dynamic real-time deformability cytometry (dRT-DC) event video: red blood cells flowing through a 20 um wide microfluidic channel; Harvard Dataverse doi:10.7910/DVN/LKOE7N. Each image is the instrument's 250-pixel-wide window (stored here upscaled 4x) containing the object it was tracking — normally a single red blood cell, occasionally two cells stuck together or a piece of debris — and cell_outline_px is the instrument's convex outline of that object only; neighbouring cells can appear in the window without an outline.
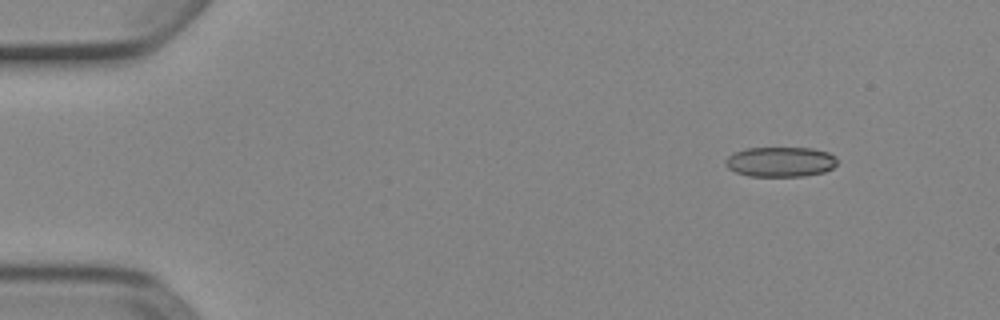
{"species": "Egyptian fruit bat (a non-hibernating species)", "species_latin": "Rousettus aegyptiacus", "temperature_condition": "cold", "stored_images_in_passage": 5, "camera_frame_rate_fps": 3000, "um_per_image_px": 0.085, "animal": {"sex": "female"}, "frame": {"image": 1, "passage_image": 1, "time_ms": 0.0, "image_size_px": [1000, 320], "cell_outline_px": [[836, 164], [832, 168], [824, 172], [804, 176], [748, 176], [736, 172], [728, 168], [724, 164], [724, 160], [728, 156], [744, 148], [812, 148], [828, 152], [836, 156]], "centroid_in_image_um": [66.32, 13.75], "position_along_channel_um": 18.7, "area_um2": 19.59}}
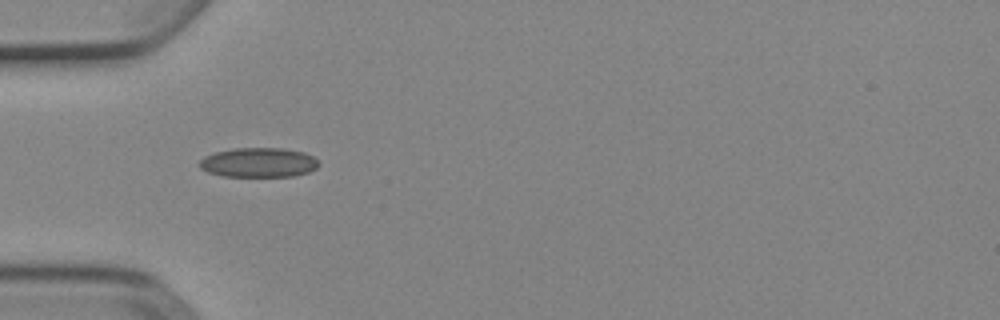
{"frame": {"image": 2, "passage_image": 4, "time_ms": 1.0, "image_size_px": [1000, 320], "cell_outline_px": [[320, 164], [316, 168], [308, 172], [296, 176], [224, 176], [208, 172], [200, 168], [200, 160], [204, 156], [216, 152], [232, 148], [284, 148], [304, 152], [312, 156]], "centroid_in_image_um": [21.99, 13.81], "position_along_channel_um": 63.0, "area_um2": 20.52}}
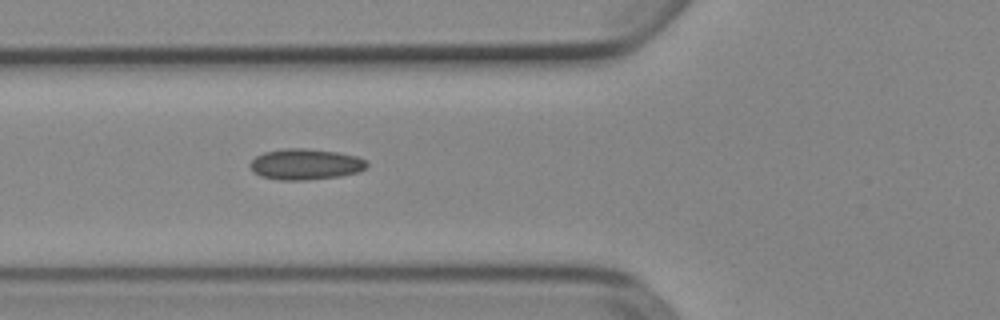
{"frame": {"image": 3, "passage_image": 5, "time_ms": 1.333, "image_size_px": [1000, 320], "cell_outline_px": [[368, 164], [364, 168], [356, 172], [340, 176], [304, 180], [280, 180], [260, 176], [248, 164], [256, 156], [264, 152], [284, 148], [304, 148], [336, 152], [356, 156], [368, 160]], "centroid_in_image_um": [25.96, 13.95], "position_along_channel_um": 99.8, "area_um2": 20.87}}